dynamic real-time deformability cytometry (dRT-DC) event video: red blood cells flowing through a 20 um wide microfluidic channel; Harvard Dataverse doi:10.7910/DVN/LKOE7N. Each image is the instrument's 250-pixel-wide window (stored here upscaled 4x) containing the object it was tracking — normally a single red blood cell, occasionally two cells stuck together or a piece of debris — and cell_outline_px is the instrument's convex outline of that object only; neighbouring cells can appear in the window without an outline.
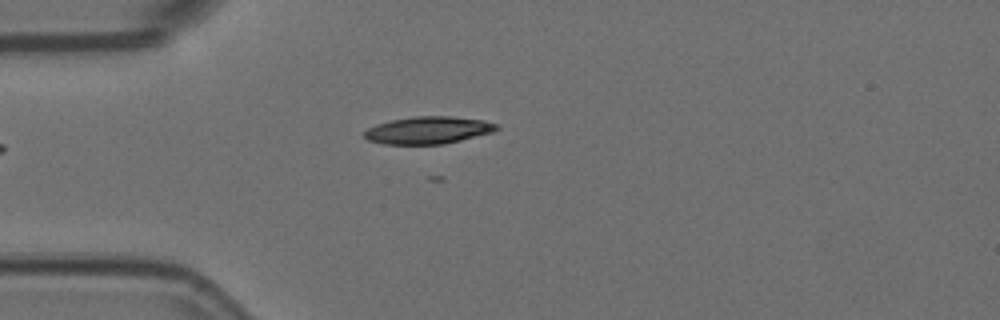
{"species": "Egyptian fruit bat (a non-hibernating species)", "species_latin": "Rousettus aegyptiacus", "temperature_condition": "room temperature", "stored_images_in_passage": 3, "camera_frame_rate_fps": 3000, "um_per_image_px": 0.085, "animal": {"sex": "female"}, "frame": {"image": 1, "passage_image": 3, "time_ms": 0.667, "image_size_px": [1000, 320], "cell_outline_px": [[500, 128], [492, 132], [444, 144], [384, 144], [368, 140], [364, 136], [364, 132], [368, 128], [376, 124], [392, 120], [416, 116], [448, 116], [484, 120], [500, 124]], "centroid_in_image_um": [36.42, 11.06], "position_along_channel_um": 48.6, "area_um2": 20.98}}